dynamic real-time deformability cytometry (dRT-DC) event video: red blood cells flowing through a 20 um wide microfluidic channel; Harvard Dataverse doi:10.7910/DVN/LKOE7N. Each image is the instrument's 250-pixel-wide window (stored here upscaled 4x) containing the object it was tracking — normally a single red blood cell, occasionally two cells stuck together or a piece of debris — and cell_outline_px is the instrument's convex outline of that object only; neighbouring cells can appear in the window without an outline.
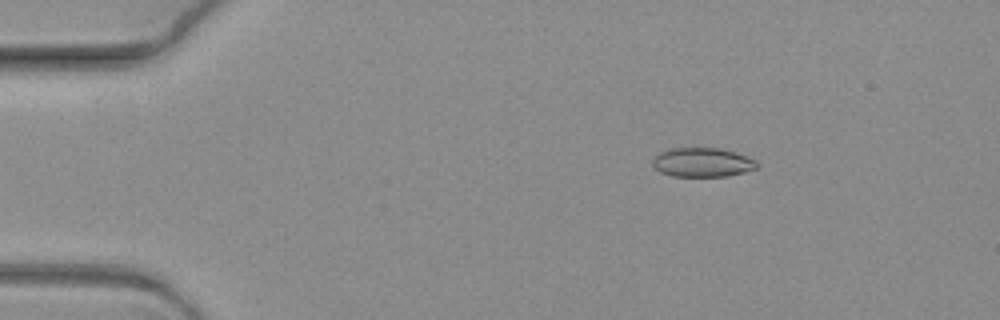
{"species": "common noctule bat (a hibernating species)", "species_latin": "Nyctalus noctula", "temperature_condition": "warm", "stored_images_in_passage": 4, "camera_frame_rate_fps": 3000, "um_per_image_px": 0.085, "animal": {"sex": "female", "body_mass_g": 19.3, "forearm_length_mm": 54.1}, "frame": {"image": 1, "passage_image": 1, "time_ms": 0.0, "image_size_px": [1000, 320], "cell_outline_px": [[756, 168], [744, 172], [728, 176], [672, 176], [660, 172], [652, 164], [652, 160], [660, 152], [668, 148], [720, 148], [736, 152], [756, 160]], "centroid_in_image_um": [59.69, 13.79], "position_along_channel_um": 25.3, "area_um2": 17.69}}